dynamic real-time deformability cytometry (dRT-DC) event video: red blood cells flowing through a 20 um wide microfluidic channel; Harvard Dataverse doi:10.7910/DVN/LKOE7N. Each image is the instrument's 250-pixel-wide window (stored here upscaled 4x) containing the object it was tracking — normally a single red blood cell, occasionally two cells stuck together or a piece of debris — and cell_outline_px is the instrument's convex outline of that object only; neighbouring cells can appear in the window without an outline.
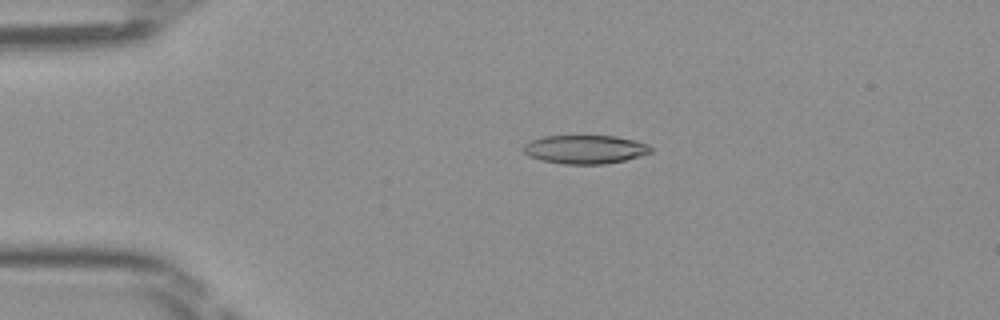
{"species": "Egyptian fruit bat (a non-hibernating species)", "species_latin": "Rousettus aegyptiacus", "temperature_condition": "room temperature", "stored_images_in_passage": 47, "camera_frame_rate_fps": 3000, "um_per_image_px": 0.085, "frame": {"image": 1, "passage_image": 10, "time_ms": 3.0, "image_size_px": [1000, 320], "cell_outline_px": [[652, 152], [640, 156], [624, 160], [604, 164], [564, 164], [540, 160], [528, 156], [520, 148], [524, 144], [532, 140], [544, 136], [616, 136], [636, 140], [648, 144], [652, 148]], "centroid_in_image_um": [49.72, 12.69], "position_along_channel_um": 35.3, "area_um2": 21.39}}
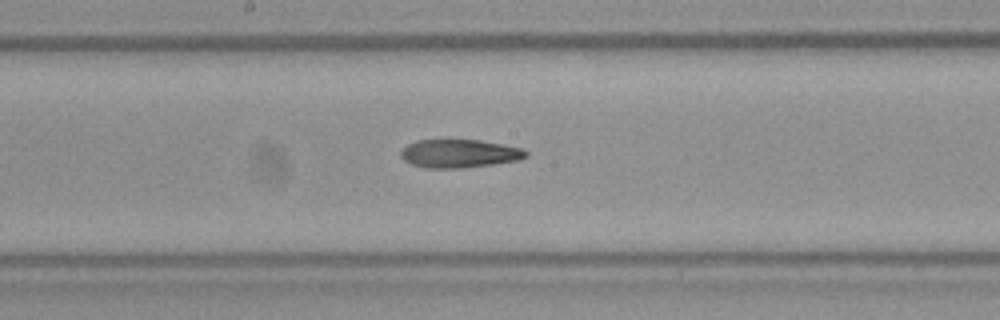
{"frame": {"image": 2, "passage_image": 25, "time_ms": 8.0, "image_size_px": [1000, 320], "cell_outline_px": [[528, 156], [520, 160], [464, 168], [424, 168], [412, 164], [404, 160], [400, 156], [400, 152], [408, 144], [416, 140], [480, 140], [524, 148], [528, 152]], "centroid_in_image_um": [39.07, 13.05], "position_along_channel_um": 209.1, "area_um2": 20.75}}
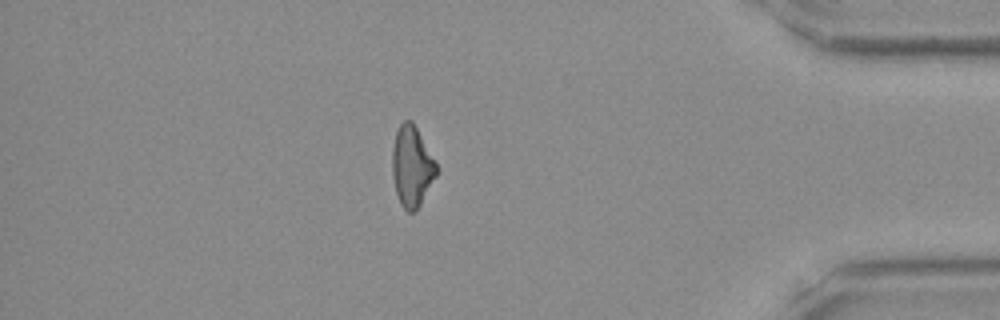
{"frame": {"image": 3, "passage_image": 41, "time_ms": 13.333, "image_size_px": [1000, 320], "cell_outline_px": [[440, 168], [436, 176], [416, 212], [408, 212], [400, 204], [396, 192], [392, 176], [392, 148], [396, 132], [400, 124], [404, 120], [412, 120]], "centroid_in_image_um": [35.02, 14.15], "position_along_channel_um": 400.2, "area_um2": 20.98}}